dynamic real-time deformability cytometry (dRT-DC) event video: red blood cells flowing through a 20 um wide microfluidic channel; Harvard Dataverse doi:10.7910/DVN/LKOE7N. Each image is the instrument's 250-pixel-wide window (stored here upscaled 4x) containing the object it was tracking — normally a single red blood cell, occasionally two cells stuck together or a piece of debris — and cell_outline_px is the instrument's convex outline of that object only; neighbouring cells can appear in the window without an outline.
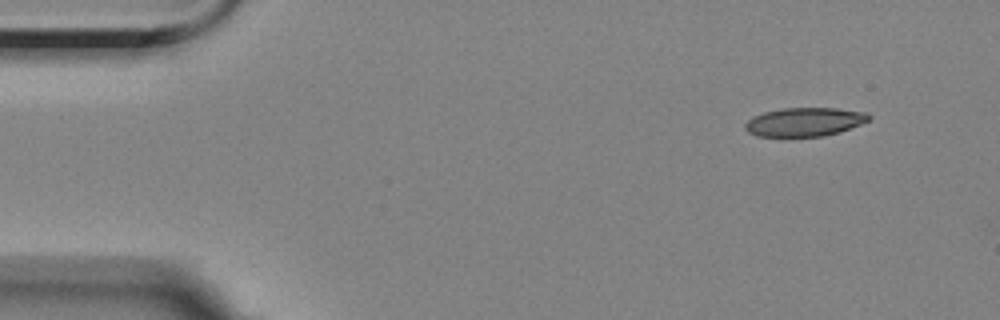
{"species": "Egyptian fruit bat (a non-hibernating species)", "species_latin": "Rousettus aegyptiacus", "temperature_condition": "room temperature", "stored_images_in_passage": 52, "camera_frame_rate_fps": 3000, "um_per_image_px": 0.085, "animal": {"sex": "female"}, "frame": {"image": 1, "passage_image": 1, "time_ms": 0.0, "image_size_px": [1000, 320], "cell_outline_px": [[872, 116], [868, 120], [860, 124], [840, 132], [824, 136], [756, 136], [748, 132], [744, 128], [744, 124], [752, 116], [764, 112], [784, 108], [836, 108], [868, 112]], "centroid_in_image_um": [68.39, 10.36], "position_along_channel_um": 16.6, "area_um2": 20.75}}
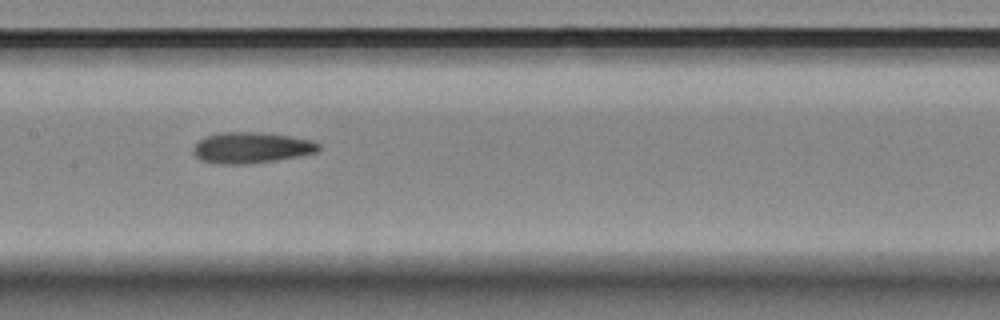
{"frame": {"image": 2, "passage_image": 23, "time_ms": 7.333, "image_size_px": [1000, 320], "cell_outline_px": [[320, 148], [316, 152], [276, 160], [244, 164], [220, 164], [200, 160], [192, 152], [192, 148], [204, 136], [220, 132], [260, 132], [288, 136], [312, 140], [320, 144]], "centroid_in_image_um": [21.32, 12.55], "position_along_channel_um": 186.1, "area_um2": 22.54}}
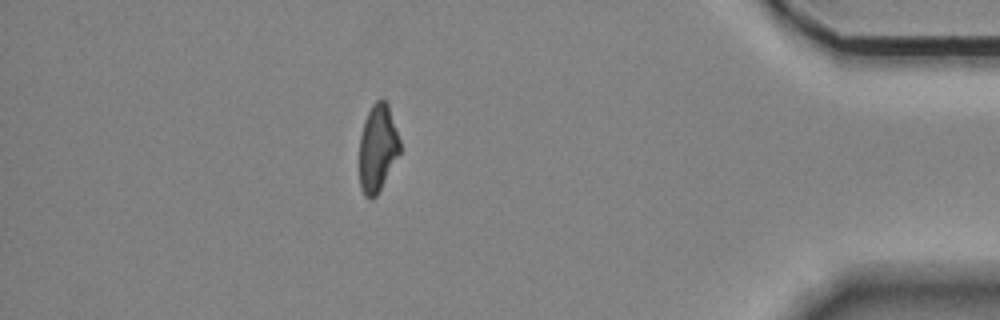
{"frame": {"image": 3, "passage_image": 45, "time_ms": 14.667, "image_size_px": [1000, 320], "cell_outline_px": [[400, 152], [376, 196], [372, 200], [364, 196], [360, 188], [360, 136], [364, 120], [372, 104], [376, 100], [384, 100], [388, 104], [400, 140]], "centroid_in_image_um": [32.09, 12.59], "position_along_channel_um": 403.1, "area_um2": 20.46}, "authors_computed_cell_mechanics": {"area_um2": 21.9062, "velocity_mm_per_s": 3.5543, "shape_relaxation_time_tau1_ms": 5.5427, "shape_relaxation_time_tau2_ms": 4.7938, "deformation_change_tau1": 0.1698, "deformation_change_tau2": 0.1193}}